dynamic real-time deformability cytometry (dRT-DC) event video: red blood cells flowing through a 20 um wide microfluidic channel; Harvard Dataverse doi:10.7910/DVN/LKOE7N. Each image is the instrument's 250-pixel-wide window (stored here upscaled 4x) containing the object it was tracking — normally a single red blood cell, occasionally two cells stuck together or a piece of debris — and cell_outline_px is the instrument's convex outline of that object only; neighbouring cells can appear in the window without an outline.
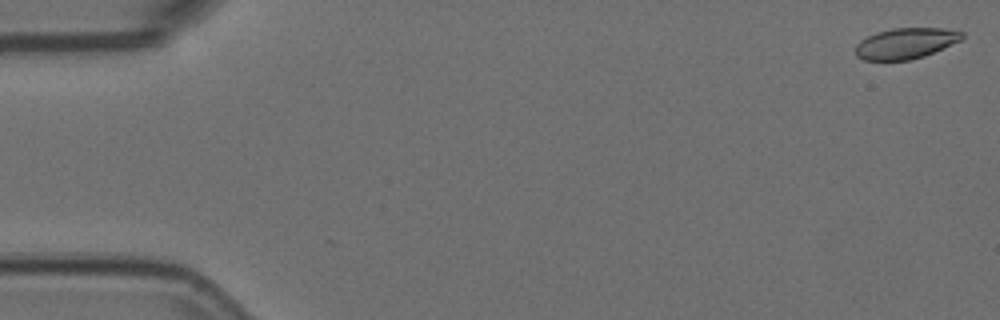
{"species": "Egyptian fruit bat (a non-hibernating species)", "species_latin": "Rousettus aegyptiacus", "temperature_condition": "room temperature", "stored_images_in_passage": 6, "camera_frame_rate_fps": 3000, "um_per_image_px": 0.085, "animal": {"sex": "female"}, "frame": {"image": 1, "passage_image": 1, "time_ms": 0.0, "image_size_px": [1000, 320], "cell_outline_px": [[964, 36], [960, 40], [924, 56], [912, 60], [864, 60], [856, 56], [856, 44], [860, 40], [876, 32], [892, 28], [944, 28], [964, 32]], "centroid_in_image_um": [76.96, 3.68], "position_along_channel_um": 8.0, "area_um2": 19.07}}
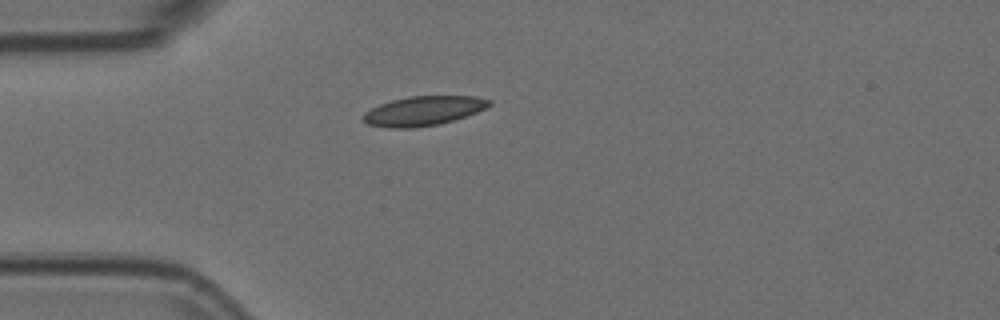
{"frame": {"image": 2, "passage_image": 5, "time_ms": 1.333, "image_size_px": [1000, 320], "cell_outline_px": [[492, 104], [476, 112], [440, 124], [412, 128], [388, 128], [368, 124], [360, 116], [364, 112], [380, 104], [392, 100], [408, 96], [476, 96], [492, 100]], "centroid_in_image_um": [35.96, 9.42], "position_along_channel_um": 49.0, "area_um2": 21.56}}